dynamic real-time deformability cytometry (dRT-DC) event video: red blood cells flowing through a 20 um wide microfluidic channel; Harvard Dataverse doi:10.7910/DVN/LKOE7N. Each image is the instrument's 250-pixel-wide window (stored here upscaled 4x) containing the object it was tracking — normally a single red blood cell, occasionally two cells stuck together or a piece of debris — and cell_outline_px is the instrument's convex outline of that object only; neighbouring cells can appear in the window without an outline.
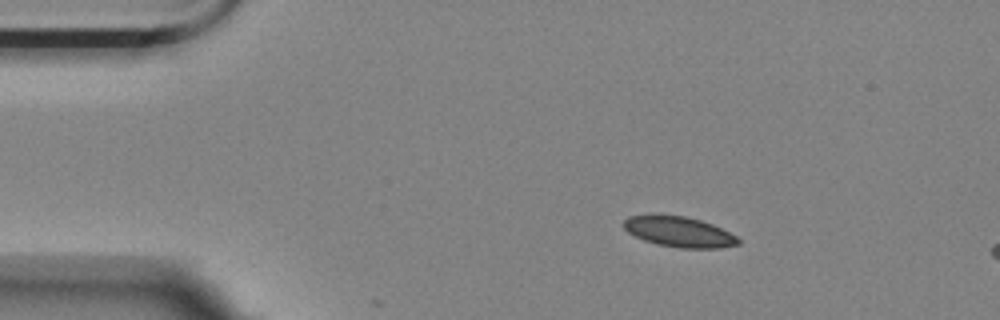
{"species": "Egyptian fruit bat (a non-hibernating species)", "species_latin": "Rousettus aegyptiacus", "temperature_condition": "room temperature", "stored_images_in_passage": 6, "segment_of_instrument_passage": [1, 2], "camera_frame_rate_fps": 3000, "um_per_image_px": 0.085, "animal": {"sex": "female"}, "frame": {"image": 1, "passage_image": 3, "time_ms": 2.667, "image_size_px": [1000, 320], "cell_outline_px": [[740, 244], [720, 248], [680, 248], [660, 244], [644, 240], [628, 232], [624, 228], [624, 220], [628, 216], [684, 216], [700, 220], [712, 224], [736, 236], [740, 240]], "centroid_in_image_um": [57.76, 19.72], "position_along_channel_um": 27.2, "area_um2": 19.77}}